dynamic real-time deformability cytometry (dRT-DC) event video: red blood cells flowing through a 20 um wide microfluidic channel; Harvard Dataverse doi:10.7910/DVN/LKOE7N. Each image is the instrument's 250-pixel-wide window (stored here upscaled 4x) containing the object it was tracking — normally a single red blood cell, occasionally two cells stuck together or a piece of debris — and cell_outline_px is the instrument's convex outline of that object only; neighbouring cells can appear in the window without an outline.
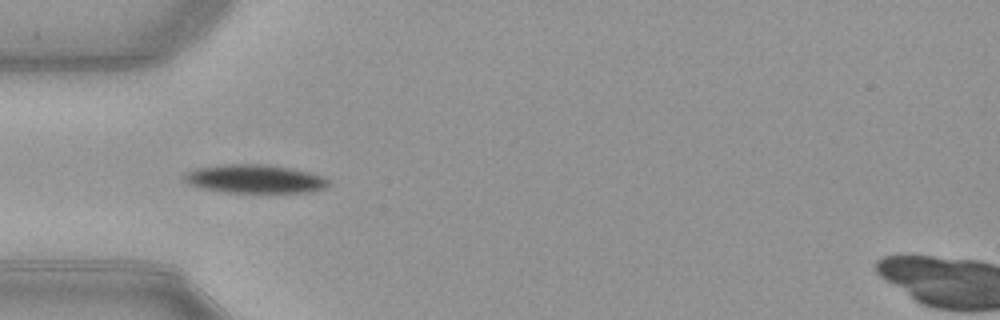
{"species": "common noctule bat (a hibernating species)", "species_latin": "Nyctalus noctula", "temperature_condition": "warm", "stored_images_in_passage": 38, "camera_frame_rate_fps": 3000, "um_per_image_px": 0.085, "animal": {"sex": "female", "body_mass_g": 21.9}, "frame": {"image": 1, "passage_image": 2, "time_ms": 0.333, "image_size_px": [1000, 320], "cell_outline_px": [[328, 184], [324, 188], [312, 192], [224, 192], [200, 188], [188, 184], [184, 180], [184, 172], [196, 168], [224, 164], [268, 164], [308, 172], [324, 176], [328, 180]], "centroid_in_image_um": [21.61, 15.2], "position_along_channel_um": 63.4, "area_um2": 23.99}}
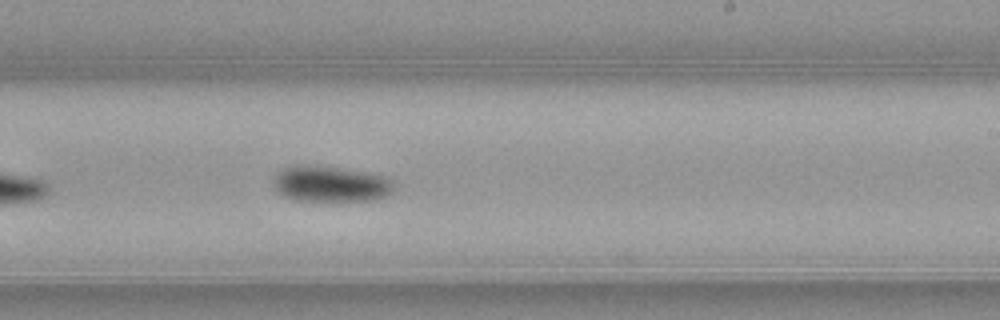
{"frame": {"image": 2, "passage_image": 17, "time_ms": 5.333, "image_size_px": [1000, 320], "cell_outline_px": [[396, 188], [392, 192], [384, 196], [372, 200], [292, 200], [276, 192], [272, 184], [276, 172], [292, 164], [316, 164], [364, 172], [384, 176]], "centroid_in_image_um": [28.0, 15.61], "position_along_channel_um": 261.0, "area_um2": 25.37}}
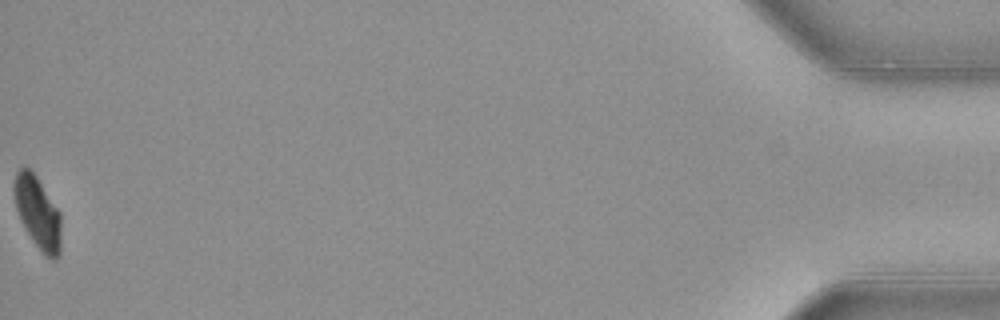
{"frame": {"image": 3, "passage_image": 38, "time_ms": 12.333, "image_size_px": [1000, 320], "cell_outline_px": [[60, 256], [56, 260], [52, 260], [44, 256], [20, 220], [16, 208], [12, 188], [12, 184], [16, 172], [24, 164], [36, 176], [60, 212]], "centroid_in_image_um": [3.18, 18.06], "position_along_channel_um": 432.0, "area_um2": 19.83}, "authors_computed_cell_mechanics": {"area_um2": 24.3916, "velocity_mm_per_s": 3.9638, "shape_relaxation_time_tau1_ms": 1.8745, "shape_relaxation_time_tau2_ms": null, "deformation_change_tau1": 0.1164, "deformation_change_tau2": null}}